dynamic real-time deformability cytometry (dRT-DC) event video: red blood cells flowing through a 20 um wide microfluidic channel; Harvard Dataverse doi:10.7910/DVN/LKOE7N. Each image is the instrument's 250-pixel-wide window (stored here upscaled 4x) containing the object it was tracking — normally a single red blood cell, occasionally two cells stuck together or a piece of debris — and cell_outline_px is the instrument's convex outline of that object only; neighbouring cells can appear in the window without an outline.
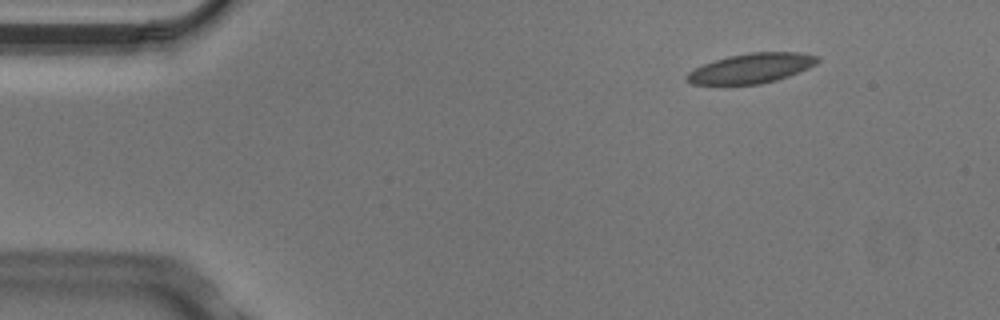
{"species": "Egyptian fruit bat (a non-hibernating species)", "species_latin": "Rousettus aegyptiacus", "temperature_condition": "cold", "stored_images_in_passage": 4, "camera_frame_rate_fps": 3000, "um_per_image_px": 0.085, "animal": {"sex": "male"}, "frame": {"image": 1, "passage_image": 2, "time_ms": 0.333, "image_size_px": [1000, 320], "cell_outline_px": [[820, 60], [816, 64], [808, 68], [788, 76], [776, 80], [760, 84], [692, 84], [684, 80], [688, 72], [704, 64], [728, 56], [748, 52], [796, 52], [820, 56]], "centroid_in_image_um": [63.88, 5.79], "position_along_channel_um": 21.1, "area_um2": 22.6}}